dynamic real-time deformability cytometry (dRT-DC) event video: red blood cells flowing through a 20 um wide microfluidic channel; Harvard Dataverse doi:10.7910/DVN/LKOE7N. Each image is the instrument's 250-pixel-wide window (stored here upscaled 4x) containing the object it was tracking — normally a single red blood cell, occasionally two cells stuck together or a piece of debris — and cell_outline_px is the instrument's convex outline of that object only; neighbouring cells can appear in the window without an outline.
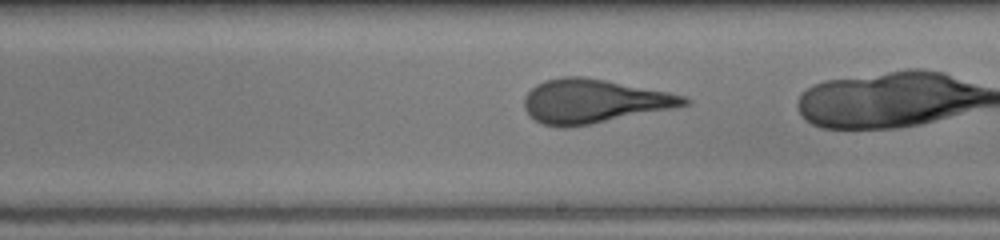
{"species": "human", "species_latin": "Homo sapiens", "temperature_condition": "room temperature", "stored_images_in_passage": 38, "camera_frame_rate_fps": 3000, "um_per_image_px": 0.085, "donor": {"sex": "male"}, "frame": {"image": 1, "passage_image": 28, "time_ms": 9.0, "image_size_px": [1000, 240], "cell_outline_px": [[692, 104], [672, 108], [568, 128], [560, 128], [540, 124], [528, 116], [524, 108], [524, 96], [536, 84], [544, 80], [560, 76], [584, 76], [668, 92], [684, 96], [692, 100]], "centroid_in_image_um": [50.4, 8.6], "position_along_channel_um": 238.6, "area_um2": 40.98}}